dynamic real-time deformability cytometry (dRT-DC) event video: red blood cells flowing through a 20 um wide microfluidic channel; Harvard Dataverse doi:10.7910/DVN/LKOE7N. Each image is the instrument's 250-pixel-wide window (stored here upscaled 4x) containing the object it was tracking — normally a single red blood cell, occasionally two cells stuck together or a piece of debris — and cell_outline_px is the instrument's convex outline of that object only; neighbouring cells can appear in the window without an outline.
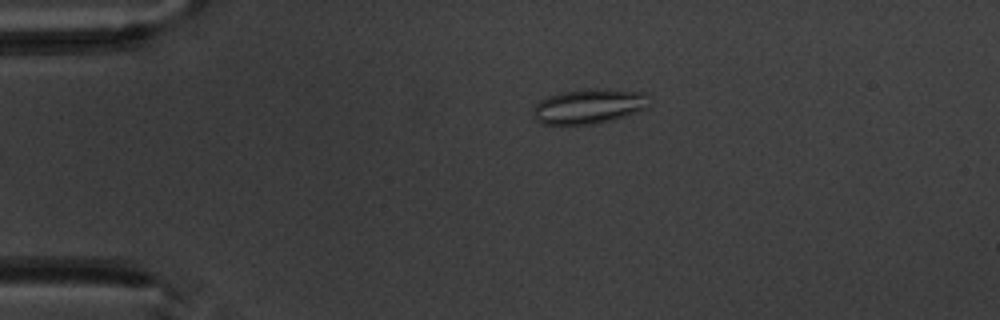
{"species": "common noctule bat (a hibernating species)", "species_latin": "Nyctalus noctula", "temperature_condition": "warm", "stored_images_in_passage": 5, "camera_frame_rate_fps": 3000, "um_per_image_px": 0.085, "animal": {"sex": "male", "body_mass_g": 20.1, "forearm_length_mm": 53.5}, "frame": {"image": 1, "passage_image": 5, "time_ms": 5.667, "image_size_px": [1000, 320], "cell_outline_px": [[652, 104], [648, 108], [612, 120], [596, 124], [540, 124], [536, 120], [532, 112], [532, 108], [540, 100], [548, 96], [564, 92], [588, 88], [604, 88], [644, 92], [652, 96]], "centroid_in_image_um": [50.13, 9.02], "position_along_channel_um": 34.9, "area_um2": 24.1}}